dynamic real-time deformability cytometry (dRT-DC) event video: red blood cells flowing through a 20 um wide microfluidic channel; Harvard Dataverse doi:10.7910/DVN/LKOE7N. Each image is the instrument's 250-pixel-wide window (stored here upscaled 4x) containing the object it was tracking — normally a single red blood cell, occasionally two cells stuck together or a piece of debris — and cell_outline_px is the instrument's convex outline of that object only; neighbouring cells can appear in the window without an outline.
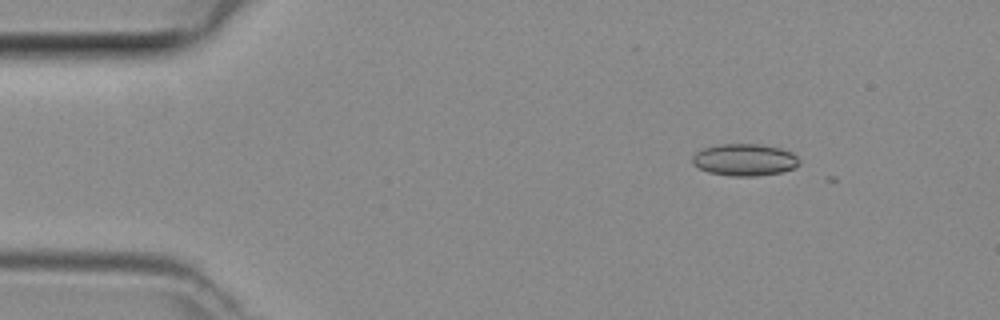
{"species": "common noctule bat (a hibernating species)", "species_latin": "Nyctalus noctula", "temperature_condition": "room temperature", "stored_images_in_passage": 9, "camera_frame_rate_fps": 3000, "um_per_image_px": 0.085, "animal": {"sex": "female", "body_mass_g": 29.2, "forearm_length_mm": 56.3}, "frame": {"image": 1, "passage_image": 1, "time_ms": 0.0, "image_size_px": [1000, 320], "cell_outline_px": [[800, 164], [792, 168], [780, 172], [756, 176], [732, 176], [708, 172], [692, 164], [692, 156], [696, 152], [704, 148], [720, 144], [760, 144], [780, 148], [792, 152], [800, 160]], "centroid_in_image_um": [63.28, 13.58], "position_along_channel_um": 21.7, "area_um2": 19.88}}
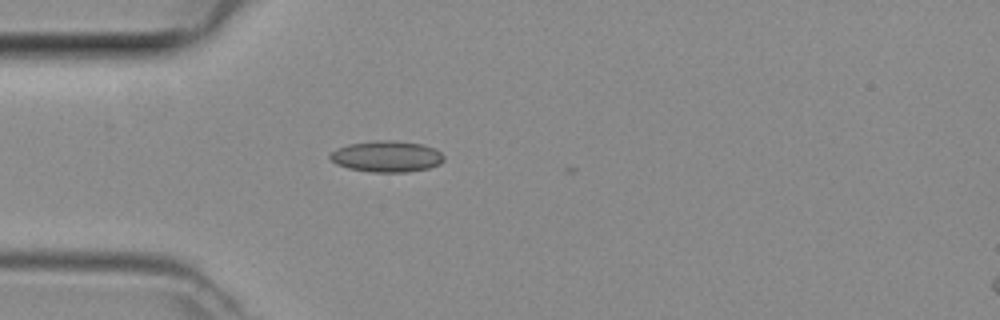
{"frame": {"image": 2, "passage_image": 8, "time_ms": 2.333, "image_size_px": [1000, 320], "cell_outline_px": [[444, 160], [440, 164], [428, 168], [408, 172], [372, 172], [348, 168], [336, 164], [328, 156], [336, 148], [348, 144], [376, 140], [392, 140], [424, 144], [436, 148], [444, 156]], "centroid_in_image_um": [32.89, 13.29], "position_along_channel_um": 52.1, "area_um2": 20.87}}